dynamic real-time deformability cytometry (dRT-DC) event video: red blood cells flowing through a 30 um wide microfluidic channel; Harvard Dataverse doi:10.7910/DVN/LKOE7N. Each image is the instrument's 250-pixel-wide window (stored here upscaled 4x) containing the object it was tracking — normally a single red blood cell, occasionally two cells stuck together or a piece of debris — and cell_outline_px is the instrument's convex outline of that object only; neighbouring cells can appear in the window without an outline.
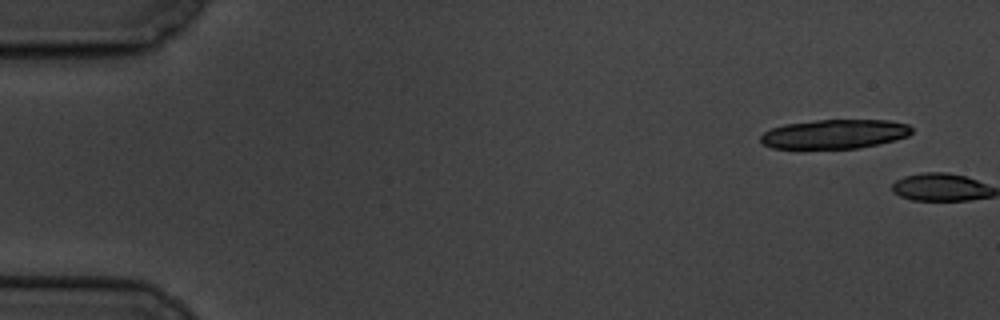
{"species": "common noctule bat (a hibernating species)", "species_latin": "Nyctalus noctula", "temperature_condition": "cold", "stored_images_in_passage": 2, "camera_frame_rate_fps": 3000, "um_per_image_px": 0.085, "animal": {"sex": "male", "body_mass_g": 19.5, "forearm_length_mm": 54.6}, "frame": {"image": 1, "passage_image": 1, "time_ms": 0.0, "image_size_px": [1000, 320], "cell_outline_px": [[912, 132], [908, 136], [896, 140], [860, 148], [772, 148], [764, 144], [760, 140], [760, 136], [764, 132], [772, 128], [784, 124], [816, 120], [888, 120], [908, 124], [912, 128]], "centroid_in_image_um": [70.96, 11.39], "position_along_channel_um": 14.0, "area_um2": 25.72}}